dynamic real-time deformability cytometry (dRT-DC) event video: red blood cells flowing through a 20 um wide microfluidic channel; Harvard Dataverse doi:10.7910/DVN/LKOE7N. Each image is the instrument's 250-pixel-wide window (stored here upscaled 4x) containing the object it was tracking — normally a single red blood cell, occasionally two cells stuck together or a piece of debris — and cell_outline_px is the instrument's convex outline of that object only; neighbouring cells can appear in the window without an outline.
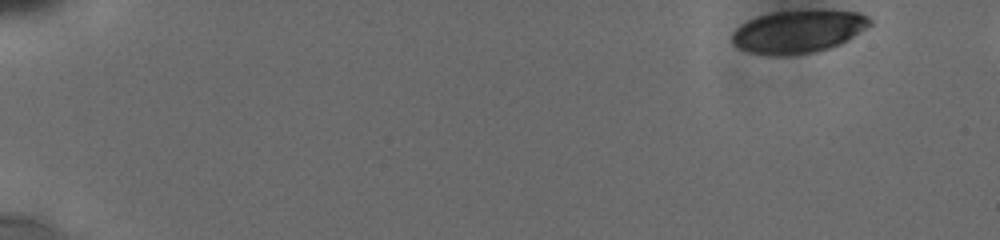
{"species": "human", "species_latin": "Homo sapiens", "temperature_condition": "cold", "stored_images_in_passage": 43, "segment_of_instrument_passage": [1, 2], "camera_frame_rate_fps": 3000, "um_per_image_px": 0.085, "donor": {"sex": "male"}, "frame": {"image": 1, "passage_image": 1, "time_ms": 0.0, "image_size_px": [1000, 240], "cell_outline_px": [[872, 24], [840, 44], [828, 48], [812, 52], [776, 56], [752, 52], [740, 48], [732, 44], [732, 32], [740, 24], [756, 16], [772, 12], [860, 12], [868, 16], [872, 20]], "centroid_in_image_um": [67.81, 2.69], "position_along_channel_um": 17.2, "area_um2": 33.52}}
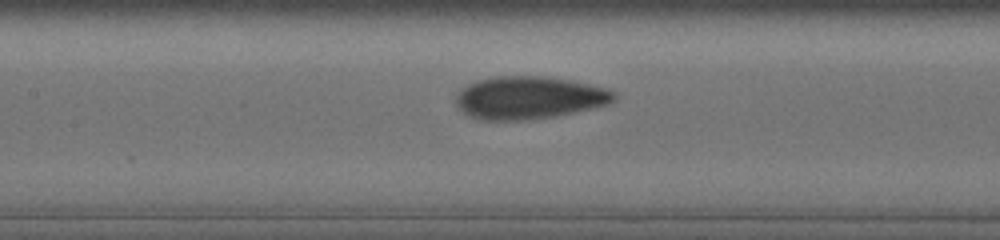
{"frame": {"image": 2, "passage_image": 25, "time_ms": 8.0, "image_size_px": [1000, 240], "cell_outline_px": [[616, 96], [608, 104], [572, 112], [552, 116], [524, 120], [476, 120], [468, 116], [456, 104], [456, 96], [460, 88], [476, 80], [492, 76], [544, 76], [572, 80], [604, 88], [612, 92]], "centroid_in_image_um": [44.88, 8.29], "position_along_channel_um": 162.5, "area_um2": 39.13}}
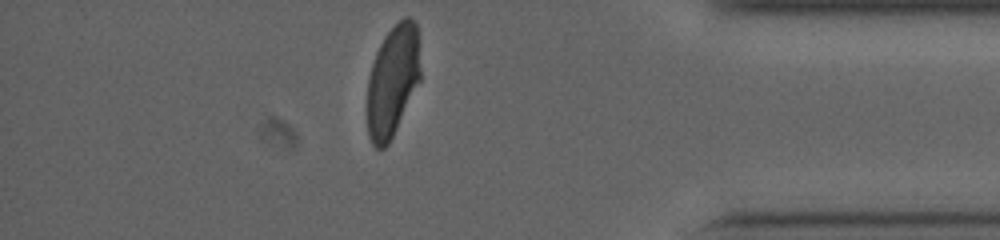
{"frame": {"image": 3, "passage_image": 39, "time_ms": 15.0, "image_size_px": [1000, 240], "cell_outline_px": [[420, 80], [388, 144], [384, 148], [376, 148], [372, 144], [368, 136], [368, 76], [376, 52], [384, 36], [404, 16], [408, 16], [416, 24], [420, 68]], "centroid_in_image_um": [33.36, 6.87], "position_along_channel_um": 401.8, "area_um2": 33.99}}